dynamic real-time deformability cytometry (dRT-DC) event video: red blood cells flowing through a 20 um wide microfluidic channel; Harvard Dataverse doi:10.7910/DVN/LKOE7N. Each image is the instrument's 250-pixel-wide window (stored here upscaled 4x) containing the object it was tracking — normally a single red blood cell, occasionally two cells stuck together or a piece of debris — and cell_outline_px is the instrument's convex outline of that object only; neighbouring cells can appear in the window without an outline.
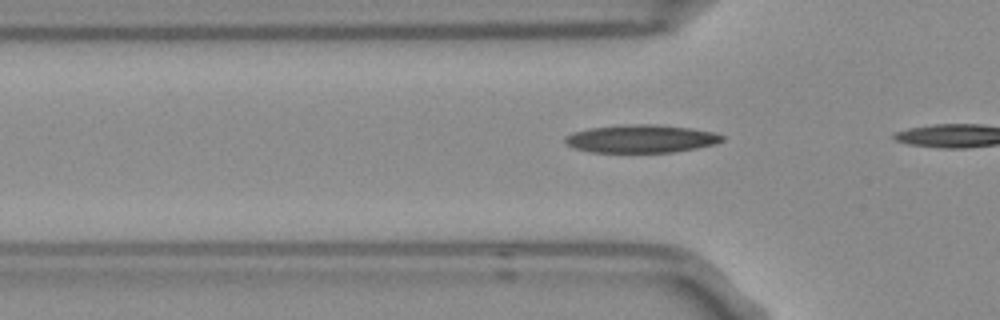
{"species": "Egyptian fruit bat (a non-hibernating species)", "species_latin": "Rousettus aegyptiacus", "temperature_condition": "room temperature", "stored_images_in_passage": 7, "camera_frame_rate_fps": 3000, "um_per_image_px": 0.085, "frame": {"image": 1, "passage_image": 4, "time_ms": 1.0, "image_size_px": [1000, 320], "cell_outline_px": [[724, 140], [716, 144], [696, 148], [672, 152], [588, 152], [572, 148], [564, 144], [564, 136], [572, 132], [588, 128], [620, 124], [656, 124], [688, 128], [712, 132], [724, 136]], "centroid_in_image_um": [54.41, 11.79], "position_along_channel_um": 71.4, "area_um2": 25.89}}